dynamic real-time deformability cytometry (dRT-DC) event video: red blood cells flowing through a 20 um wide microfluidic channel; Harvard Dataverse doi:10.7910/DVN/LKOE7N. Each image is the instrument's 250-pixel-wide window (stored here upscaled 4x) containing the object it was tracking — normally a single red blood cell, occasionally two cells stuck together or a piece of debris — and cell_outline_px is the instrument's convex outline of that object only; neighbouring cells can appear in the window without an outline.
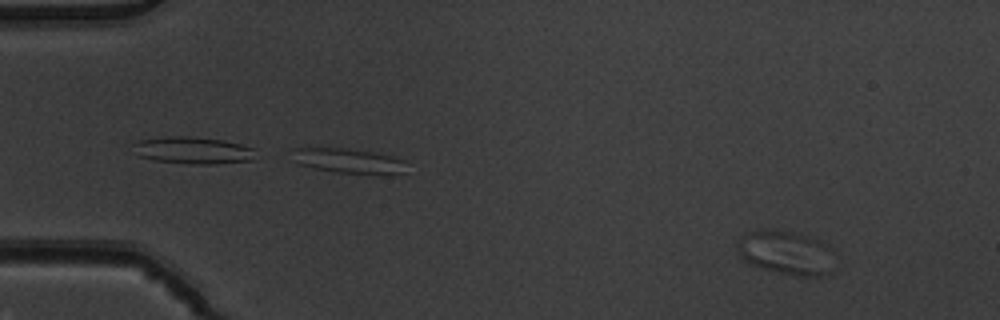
{"species": "common noctule bat (a hibernating species)", "species_latin": "Nyctalus noctula", "temperature_condition": "warm", "stored_images_in_passage": 4, "segment_of_instrument_passage": [1, 2], "camera_frame_rate_fps": 3000, "um_per_image_px": 0.085, "animal": {"sex": "male", "body_mass_g": 19.5, "forearm_length_mm": 54.6}, "frame": {"image": 1, "passage_image": 1, "time_ms": 0.0, "image_size_px": [1000, 320], "cell_outline_px": [[824, 244], [820, 276], [804, 276], [780, 272], [752, 264], [744, 260], [740, 256], [736, 248], [736, 240], [756, 228], [792, 232], [816, 240]], "centroid_in_image_um": [66.46, 21.4], "position_along_channel_um": 18.5, "area_um2": 22.48}}
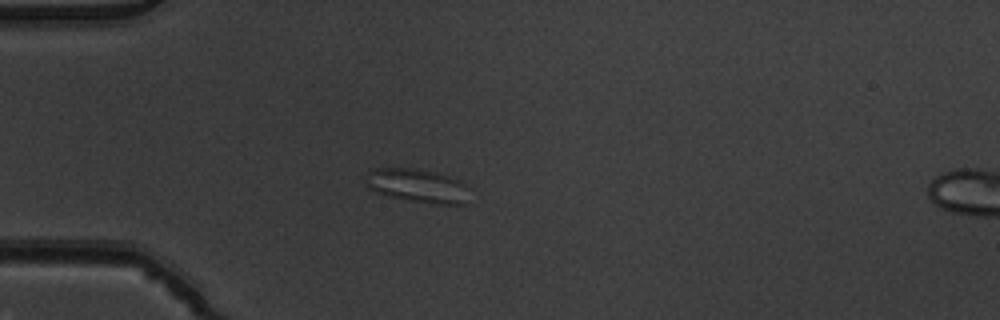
{"frame": {"image": 2, "passage_image": 3, "time_ms": 0.667, "image_size_px": [1000, 320], "cell_outline_px": [[468, 204], [432, 204], [408, 200], [376, 192], [368, 188], [364, 184], [364, 176], [372, 168], [416, 168], [436, 172], [460, 180], [468, 184]], "centroid_in_image_um": [35.49, 15.78], "position_along_channel_um": 49.5, "area_um2": 20.81}}